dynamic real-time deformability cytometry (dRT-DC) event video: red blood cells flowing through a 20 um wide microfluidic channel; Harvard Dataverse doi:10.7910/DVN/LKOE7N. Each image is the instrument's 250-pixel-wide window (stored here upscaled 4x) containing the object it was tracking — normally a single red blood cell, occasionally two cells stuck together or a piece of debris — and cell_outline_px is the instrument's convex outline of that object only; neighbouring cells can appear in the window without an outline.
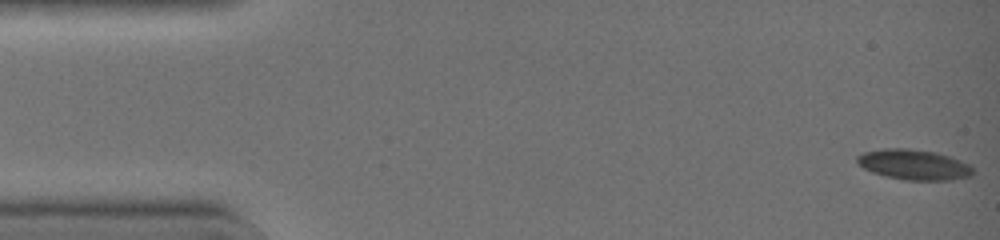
{"species": "common noctule bat (a hibernating species)", "species_latin": "Nyctalus noctula", "temperature_condition": "warm", "stored_images_in_passage": 43, "camera_frame_rate_fps": 3000, "um_per_image_px": 0.085, "animal": {"sex": "female", "body_mass_g": 19.0, "forearm_length_mm": 51.5}, "frame": {"image": 1, "passage_image": 1, "time_ms": 0.0, "image_size_px": [1000, 240], "cell_outline_px": [[972, 176], [952, 180], [904, 180], [872, 172], [864, 168], [856, 160], [856, 156], [864, 152], [884, 148], [908, 148], [936, 152], [960, 160], [968, 164], [972, 168]], "centroid_in_image_um": [77.68, 13.99], "position_along_channel_um": 7.3, "area_um2": 20.35}}
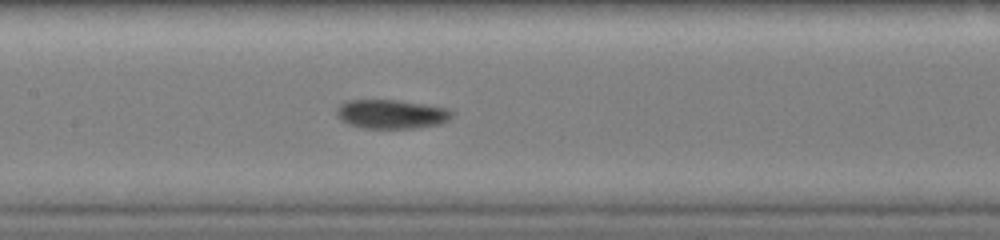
{"frame": {"image": 2, "passage_image": 21, "time_ms": 6.667, "image_size_px": [1000, 240], "cell_outline_px": [[452, 116], [448, 120], [440, 124], [420, 128], [364, 128], [348, 124], [340, 120], [336, 112], [340, 104], [348, 100], [396, 100], [444, 108], [452, 112]], "centroid_in_image_um": [33.23, 9.71], "position_along_channel_um": 174.2, "area_um2": 19.31}}
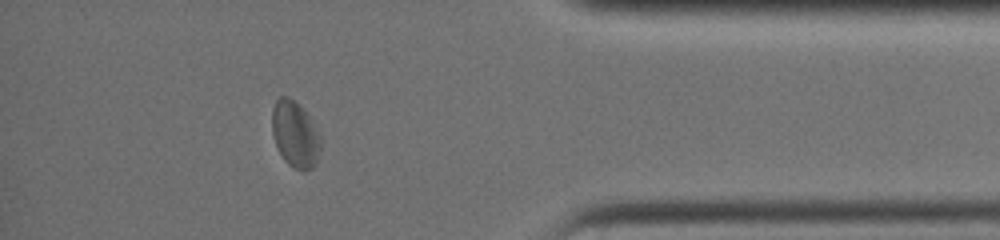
{"frame": {"image": 3, "passage_image": 38, "time_ms": 12.333, "image_size_px": [1000, 240], "cell_outline_px": [[324, 140], [316, 164], [312, 168], [304, 172], [288, 164], [284, 160], [276, 144], [272, 132], [272, 108], [276, 100], [280, 96], [288, 96], [320, 128]], "centroid_in_image_um": [25.15, 11.44], "position_along_channel_um": 410.1, "area_um2": 19.13}, "authors_computed_cell_mechanics": {"area_um2": 19.2474, "velocity_mm_per_s": 4.4947, "shape_relaxation_time_tau1_ms": null, "shape_relaxation_time_tau2_ms": 6.1209, "deformation_change_tau1": null, "deformation_change_tau2": 0.0863}}